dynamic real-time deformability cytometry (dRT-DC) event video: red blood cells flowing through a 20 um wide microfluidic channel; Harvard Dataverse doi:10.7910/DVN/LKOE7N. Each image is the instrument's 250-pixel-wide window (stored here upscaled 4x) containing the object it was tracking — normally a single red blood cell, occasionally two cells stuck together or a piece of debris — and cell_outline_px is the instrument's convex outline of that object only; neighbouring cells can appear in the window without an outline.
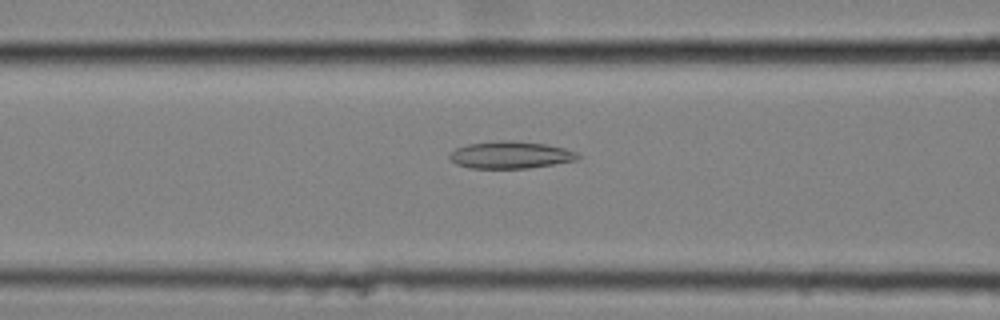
{"species": "common noctule bat (a hibernating species)", "species_latin": "Nyctalus noctula", "temperature_condition": "cold", "stored_images_in_passage": 58, "camera_frame_rate_fps": 3000, "um_per_image_px": 0.085, "animal": {"sex": "female", "body_mass_g": 25.1}, "frame": {"image": 1, "passage_image": 25, "time_ms": 8.0, "image_size_px": [1000, 320], "cell_outline_px": [[580, 156], [576, 160], [528, 168], [468, 168], [456, 164], [448, 156], [456, 148], [468, 144], [496, 140], [516, 140], [544, 144], [564, 148], [576, 152]], "centroid_in_image_um": [43.37, 13.16], "position_along_channel_um": 123.2, "area_um2": 20.23}}
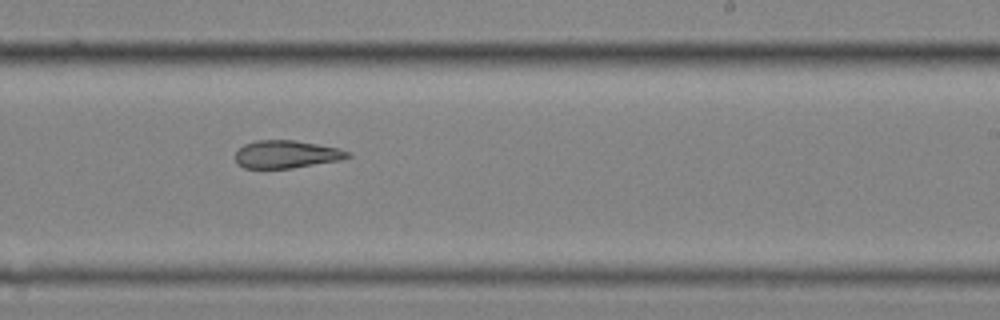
{"frame": {"image": 2, "passage_image": 37, "time_ms": 12.0, "image_size_px": [1000, 320], "cell_outline_px": [[352, 156], [340, 160], [292, 168], [244, 168], [236, 164], [236, 152], [244, 144], [256, 140], [296, 140], [340, 148], [352, 152]], "centroid_in_image_um": [24.37, 13.11], "position_along_channel_um": 264.6, "area_um2": 18.32}}
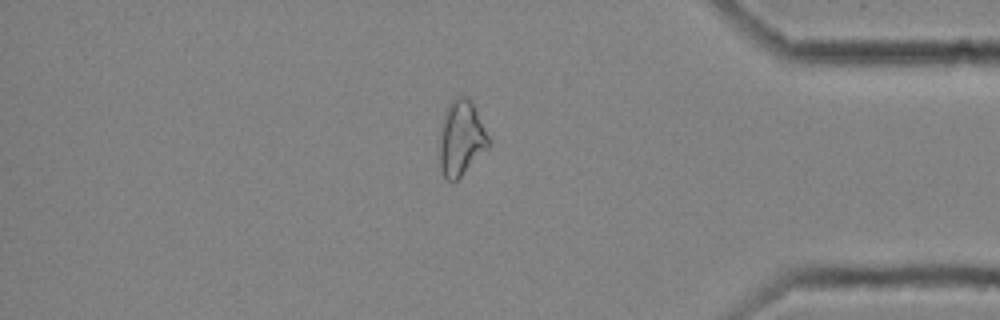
{"frame": {"image": 3, "passage_image": 50, "time_ms": 16.333, "image_size_px": [1000, 320], "cell_outline_px": [[492, 144], [456, 180], [448, 180], [444, 176], [440, 168], [440, 136], [448, 104], [456, 96], [468, 96], [472, 100], [492, 140]], "centroid_in_image_um": [39.26, 11.7], "position_along_channel_um": 395.9, "area_um2": 21.44}, "authors_computed_cell_mechanics": {"area_um2": 22.2241, "velocity_mm_per_s": 3.5449, "shape_relaxation_time_tau1_ms": null, "shape_relaxation_time_tau2_ms": 8.8476, "deformation_change_tau1": null, "deformation_change_tau2": 0.2}}